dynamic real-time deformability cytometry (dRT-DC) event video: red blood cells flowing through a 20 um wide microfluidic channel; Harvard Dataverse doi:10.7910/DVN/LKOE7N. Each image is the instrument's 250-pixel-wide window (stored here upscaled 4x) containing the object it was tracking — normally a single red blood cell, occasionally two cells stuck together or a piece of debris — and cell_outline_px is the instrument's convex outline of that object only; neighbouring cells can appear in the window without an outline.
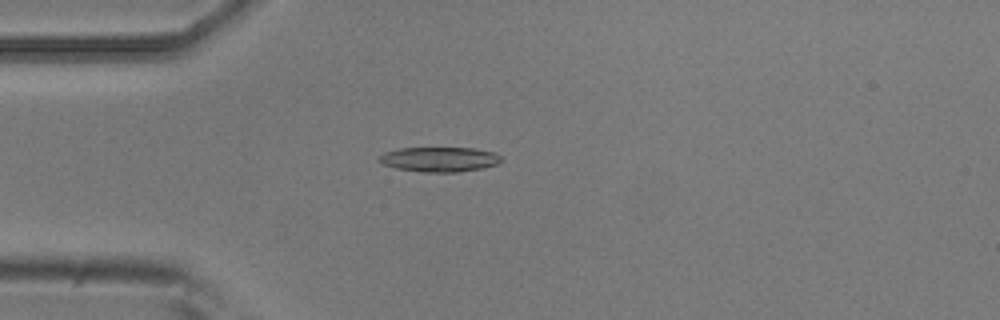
{"species": "common noctule bat (a hibernating species)", "species_latin": "Nyctalus noctula", "temperature_condition": "room temperature", "stored_images_in_passage": 5, "camera_frame_rate_fps": 3000, "um_per_image_px": 0.085, "animal": {"sex": "male", "body_mass_g": 20.5, "forearm_length_mm": 52.5}, "frame": {"image": 1, "passage_image": 5, "time_ms": 1.333, "image_size_px": [1000, 320], "cell_outline_px": [[504, 160], [500, 164], [484, 168], [456, 172], [424, 172], [396, 168], [384, 164], [376, 160], [384, 152], [400, 148], [476, 148], [492, 152], [500, 156]], "centroid_in_image_um": [37.39, 13.54], "position_along_channel_um": 47.6, "area_um2": 17.74}}